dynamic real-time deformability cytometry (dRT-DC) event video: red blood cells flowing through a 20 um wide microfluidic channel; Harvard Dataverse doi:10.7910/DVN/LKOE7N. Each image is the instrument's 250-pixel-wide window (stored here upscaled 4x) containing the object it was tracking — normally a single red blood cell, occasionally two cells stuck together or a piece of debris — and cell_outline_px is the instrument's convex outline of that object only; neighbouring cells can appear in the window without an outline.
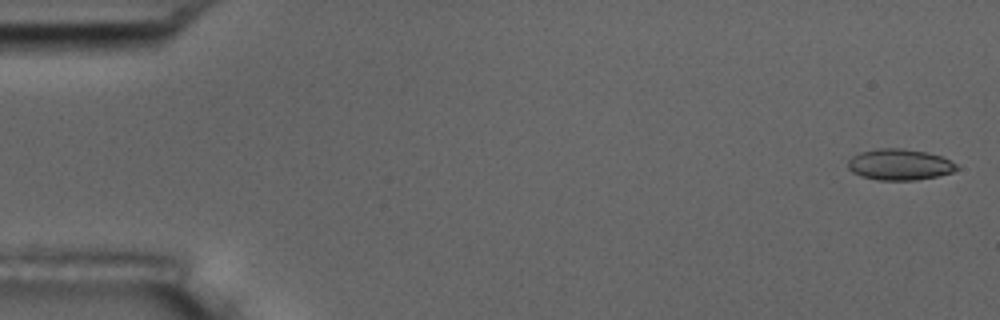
{"species": "common noctule bat (a hibernating species)", "species_latin": "Nyctalus noctula", "temperature_condition": "room temperature", "stored_images_in_passage": 5, "camera_frame_rate_fps": 3000, "um_per_image_px": 0.085, "animal": {"sex": "male", "body_mass_g": 17.5, "forearm_length_mm": 52.3}, "frame": {"image": 1, "passage_image": 1, "time_ms": 0.0, "image_size_px": [1000, 320], "cell_outline_px": [[960, 168], [952, 172], [936, 176], [916, 180], [876, 180], [860, 176], [852, 172], [848, 168], [848, 160], [852, 156], [860, 152], [880, 148], [904, 148], [924, 152], [940, 156], [956, 164]], "centroid_in_image_um": [76.43, 13.99], "position_along_channel_um": 8.6, "area_um2": 19.65}}
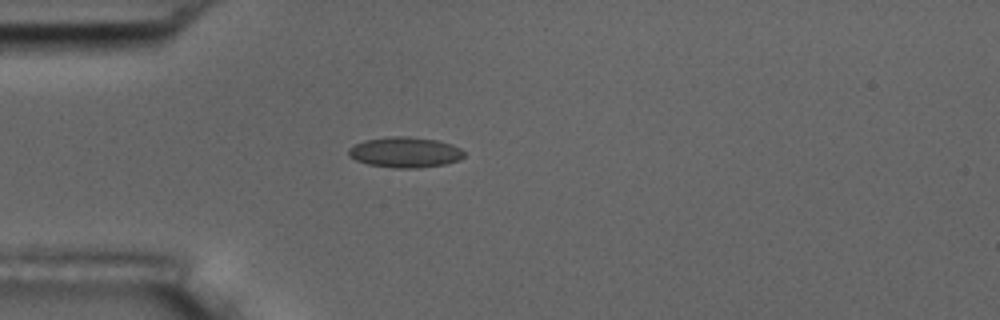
{"frame": {"image": 2, "passage_image": 5, "time_ms": 4.667, "image_size_px": [1000, 320], "cell_outline_px": [[464, 156], [460, 160], [444, 164], [420, 168], [392, 168], [368, 164], [356, 160], [348, 156], [348, 148], [364, 140], [388, 136], [408, 136], [436, 140], [452, 144], [460, 148], [464, 152]], "centroid_in_image_um": [34.42, 12.94], "position_along_channel_um": 50.6, "area_um2": 20.69}}